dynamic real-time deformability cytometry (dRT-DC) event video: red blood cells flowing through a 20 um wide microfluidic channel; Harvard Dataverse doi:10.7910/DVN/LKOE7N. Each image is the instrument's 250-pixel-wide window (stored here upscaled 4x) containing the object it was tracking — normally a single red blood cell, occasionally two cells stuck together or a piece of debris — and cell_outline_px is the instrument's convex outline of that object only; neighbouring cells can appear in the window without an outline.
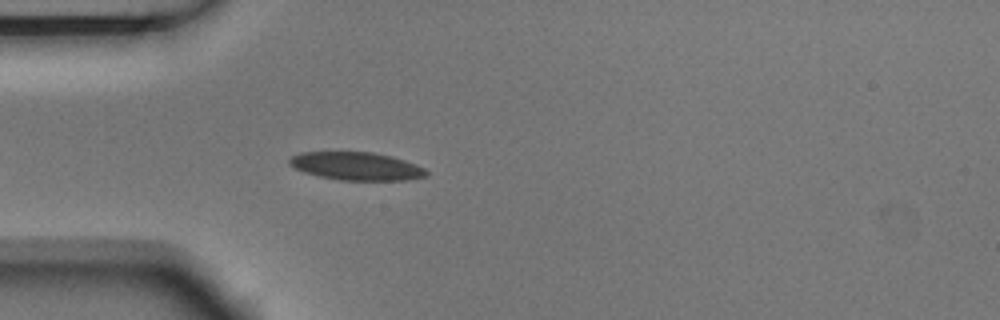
{"species": "Egyptian fruit bat (a non-hibernating species)", "species_latin": "Rousettus aegyptiacus", "temperature_condition": "room temperature", "stored_images_in_passage": 4, "camera_frame_rate_fps": 3000, "um_per_image_px": 0.085, "animal": {"sex": "male"}, "frame": {"image": 1, "passage_image": 4, "time_ms": 1.0, "image_size_px": [1000, 320], "cell_outline_px": [[428, 176], [408, 180], [340, 180], [320, 176], [304, 172], [288, 164], [288, 160], [292, 156], [300, 152], [372, 152], [392, 156], [416, 164], [424, 168], [428, 172]], "centroid_in_image_um": [30.31, 14.12], "position_along_channel_um": 54.7, "area_um2": 22.37}}